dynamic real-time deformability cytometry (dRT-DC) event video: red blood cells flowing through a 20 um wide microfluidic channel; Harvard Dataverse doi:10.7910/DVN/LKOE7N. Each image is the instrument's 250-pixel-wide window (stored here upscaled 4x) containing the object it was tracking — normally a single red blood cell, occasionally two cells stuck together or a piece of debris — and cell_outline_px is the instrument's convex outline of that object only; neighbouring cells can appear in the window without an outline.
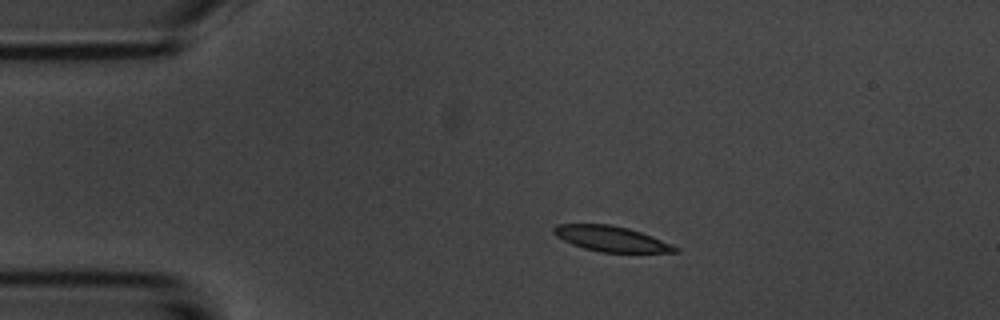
{"species": "common noctule bat (a hibernating species)", "species_latin": "Nyctalus noctula", "temperature_condition": "room temperature", "stored_images_in_passage": 13, "camera_frame_rate_fps": 3000, "um_per_image_px": 0.085, "animal": {"sex": "male", "body_mass_g": 20.1, "forearm_length_mm": 53.5}, "frame": {"image": 1, "passage_image": 1, "time_ms": 0.0, "image_size_px": [1000, 320], "cell_outline_px": [[680, 252], [600, 252], [584, 248], [572, 244], [556, 236], [552, 232], [552, 228], [556, 224], [612, 224], [628, 228], [652, 236], [680, 248]], "centroid_in_image_um": [51.93, 20.29], "position_along_channel_um": 33.1, "area_um2": 17.92}}
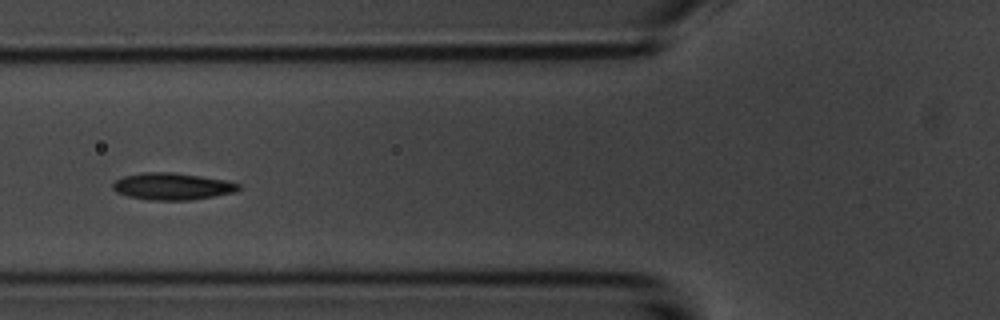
{"frame": {"image": 2, "passage_image": 4, "time_ms": 3.333, "image_size_px": [1000, 320], "cell_outline_px": [[244, 188], [236, 192], [192, 200], [148, 200], [128, 196], [116, 192], [112, 188], [112, 184], [116, 180], [124, 176], [144, 172], [172, 172], [200, 176], [224, 180], [240, 184]], "centroid_in_image_um": [14.66, 15.84], "position_along_channel_um": 111.1, "area_um2": 19.83}}
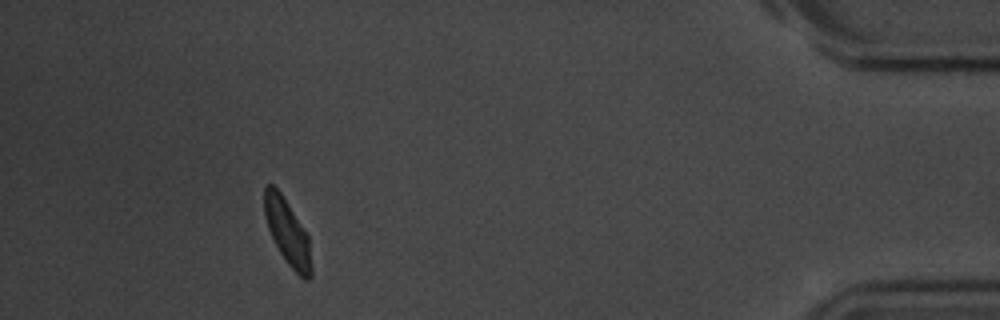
{"frame": {"image": 3, "passage_image": 12, "time_ms": 13.333, "image_size_px": [1000, 320], "cell_outline_px": [[312, 276], [308, 280], [304, 280], [288, 264], [280, 252], [268, 228], [264, 212], [264, 188], [268, 184], [272, 184], [280, 192], [308, 236], [312, 264]], "centroid_in_image_um": [24.44, 19.77], "position_along_channel_um": 410.8, "area_um2": 17.57}, "authors_computed_cell_mechanics": {"area_um2": 18.9584, "velocity_mm_per_s": 3.5996, "shape_relaxation_time_tau1_ms": 3.5961, "shape_relaxation_time_tau2_ms": 3.1962, "deformation_change_tau1": 0.1236, "deformation_change_tau2": 0.0852}}